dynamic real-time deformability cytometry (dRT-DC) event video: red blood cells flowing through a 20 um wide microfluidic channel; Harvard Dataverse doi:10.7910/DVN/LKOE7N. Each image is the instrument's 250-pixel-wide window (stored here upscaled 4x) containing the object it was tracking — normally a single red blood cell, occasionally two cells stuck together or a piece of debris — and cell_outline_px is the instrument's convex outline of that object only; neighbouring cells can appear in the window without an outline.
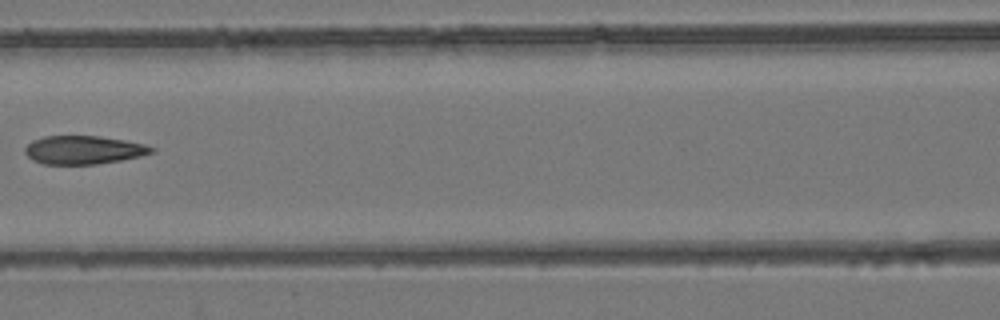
{"species": "common noctule bat (a hibernating species)", "species_latin": "Nyctalus noctula", "temperature_condition": "room temperature", "stored_images_in_passage": 8, "camera_frame_rate_fps": 3000, "um_per_image_px": 0.085, "animal": {"sex": "female", "body_mass_g": 24.6, "forearm_length_mm": 56.2}, "frame": {"image": 1, "passage_image": 7, "time_ms": 7.0, "image_size_px": [1000, 320], "cell_outline_px": [[156, 148], [152, 152], [140, 156], [120, 160], [96, 164], [44, 164], [28, 156], [24, 152], [24, 148], [32, 140], [44, 136], [96, 136], [124, 140], [144, 144]], "centroid_in_image_um": [7.09, 12.74], "position_along_channel_um": 159.5, "area_um2": 20.69}}
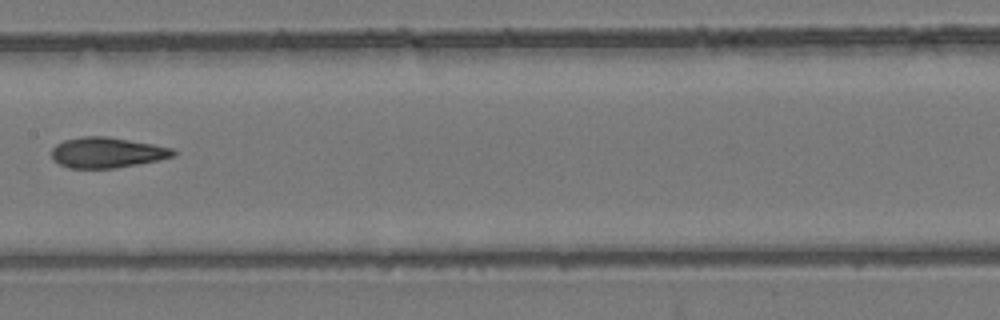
{"frame": {"image": 2, "passage_image": 8, "time_ms": 8.0, "image_size_px": [1000, 320], "cell_outline_px": [[180, 152], [176, 156], [160, 160], [116, 168], [68, 168], [60, 164], [52, 156], [52, 148], [56, 144], [64, 140], [80, 136], [104, 136], [152, 144], [172, 148]], "centroid_in_image_um": [9.14, 12.97], "position_along_channel_um": 198.3, "area_um2": 21.68}}